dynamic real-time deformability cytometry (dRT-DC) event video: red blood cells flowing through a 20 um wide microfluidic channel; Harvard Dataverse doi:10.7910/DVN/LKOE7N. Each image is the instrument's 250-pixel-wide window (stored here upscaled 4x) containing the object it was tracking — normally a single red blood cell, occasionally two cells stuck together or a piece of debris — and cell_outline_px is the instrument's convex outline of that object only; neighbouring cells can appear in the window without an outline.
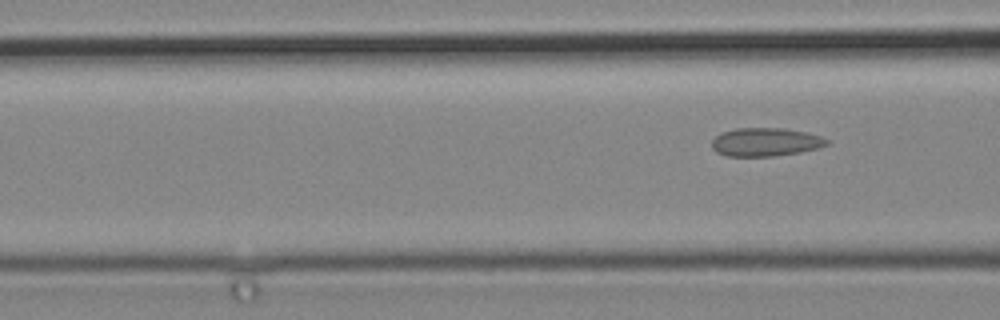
{"species": "common noctule bat (a hibernating species)", "species_latin": "Nyctalus noctula", "temperature_condition": "cold", "stored_images_in_passage": 5, "camera_frame_rate_fps": 3000, "um_per_image_px": 0.085, "animal": {"sex": "male", "body_mass_g": 19.2, "forearm_length_mm": 51.8}, "frame": {"image": 1, "passage_image": 5, "time_ms": 1.333, "image_size_px": [1000, 320], "cell_outline_px": [[832, 140], [828, 144], [820, 148], [800, 152], [776, 156], [724, 156], [716, 152], [712, 148], [712, 140], [720, 132], [736, 128], [784, 128], [804, 132], [820, 136]], "centroid_in_image_um": [65.07, 12.08], "position_along_channel_um": 101.5, "area_um2": 19.25}}